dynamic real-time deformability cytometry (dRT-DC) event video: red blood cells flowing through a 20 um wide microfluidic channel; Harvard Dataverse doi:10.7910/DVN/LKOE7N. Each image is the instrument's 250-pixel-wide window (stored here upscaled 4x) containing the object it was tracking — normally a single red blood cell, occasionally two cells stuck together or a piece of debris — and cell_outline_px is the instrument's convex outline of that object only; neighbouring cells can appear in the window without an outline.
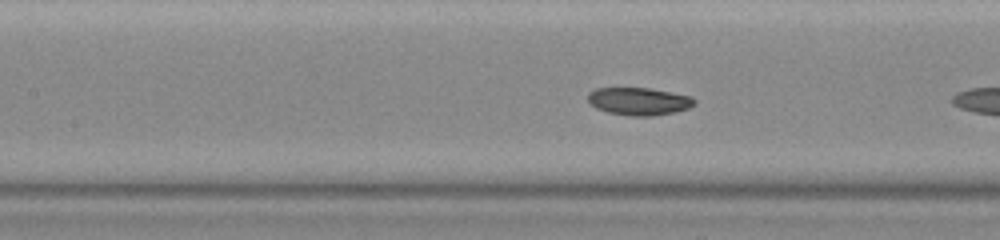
{"species": "common noctule bat (a hibernating species)", "species_latin": "Nyctalus noctula", "temperature_condition": "warm", "stored_images_in_passage": 10, "camera_frame_rate_fps": 3000, "um_per_image_px": 0.085, "animal": {"sex": "female", "body_mass_g": 23.0, "forearm_length_mm": 53.4}, "frame": {"image": 1, "passage_image": 9, "time_ms": 2.667, "image_size_px": [1000, 240], "cell_outline_px": [[696, 104], [688, 108], [676, 112], [652, 116], [632, 116], [608, 112], [596, 108], [588, 100], [588, 92], [596, 88], [648, 88], [692, 96], [696, 100]], "centroid_in_image_um": [54.33, 8.61], "position_along_channel_um": 153.1, "area_um2": 17.17}}